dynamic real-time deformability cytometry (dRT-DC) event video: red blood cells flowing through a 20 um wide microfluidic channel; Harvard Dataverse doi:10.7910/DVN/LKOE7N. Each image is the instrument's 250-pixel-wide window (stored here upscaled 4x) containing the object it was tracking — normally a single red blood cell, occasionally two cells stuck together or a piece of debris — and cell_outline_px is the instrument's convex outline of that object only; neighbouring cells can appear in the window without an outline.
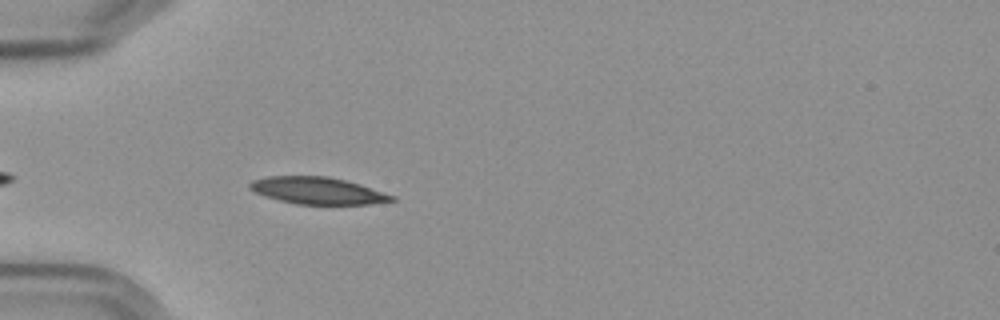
{"species": "Egyptian fruit bat (a non-hibernating species)", "species_latin": "Rousettus aegyptiacus", "temperature_condition": "cold", "stored_images_in_passage": 32, "camera_frame_rate_fps": 3000, "um_per_image_px": 0.085, "frame": {"image": 1, "passage_image": 5, "time_ms": 1.333, "image_size_px": [1000, 320], "cell_outline_px": [[396, 200], [368, 204], [296, 204], [280, 200], [256, 192], [248, 188], [248, 184], [252, 180], [268, 176], [328, 176], [360, 184], [396, 196]], "centroid_in_image_um": [27.01, 16.2], "position_along_channel_um": 58.0, "area_um2": 22.14}}
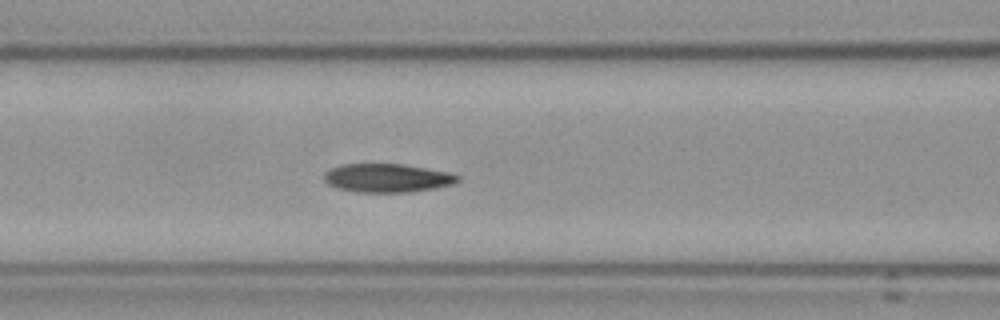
{"frame": {"image": 2, "passage_image": 12, "time_ms": 3.667, "image_size_px": [1000, 320], "cell_outline_px": [[460, 180], [456, 184], [436, 188], [408, 192], [356, 192], [336, 188], [328, 184], [324, 180], [324, 172], [332, 168], [344, 164], [404, 164], [448, 172], [460, 176]], "centroid_in_image_um": [32.94, 15.13], "position_along_channel_um": 133.7, "area_um2": 22.37}}
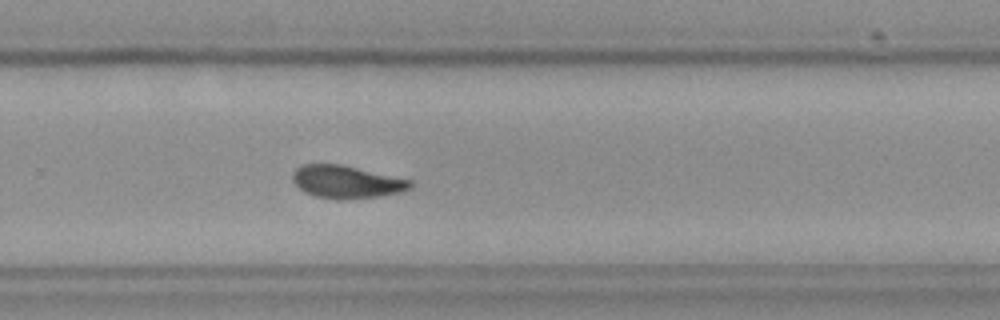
{"frame": {"image": 3, "passage_image": 26, "time_ms": 8.333, "image_size_px": [1000, 320], "cell_outline_px": [[412, 184], [408, 188], [400, 192], [380, 196], [344, 200], [336, 200], [316, 196], [304, 192], [292, 180], [292, 176], [296, 168], [304, 164], [340, 164], [412, 180]], "centroid_in_image_um": [29.43, 15.47], "position_along_channel_um": 300.4, "area_um2": 22.31}, "authors_computed_cell_mechanics": {"area_um2": 22.4553, "velocity_mm_per_s": 3.5766, "shape_relaxation_time_tau1_ms": 10.0291, "shape_relaxation_time_tau2_ms": 8.2228, "deformation_change_tau1": 0.2238, "deformation_change_tau2": 0.1035}}